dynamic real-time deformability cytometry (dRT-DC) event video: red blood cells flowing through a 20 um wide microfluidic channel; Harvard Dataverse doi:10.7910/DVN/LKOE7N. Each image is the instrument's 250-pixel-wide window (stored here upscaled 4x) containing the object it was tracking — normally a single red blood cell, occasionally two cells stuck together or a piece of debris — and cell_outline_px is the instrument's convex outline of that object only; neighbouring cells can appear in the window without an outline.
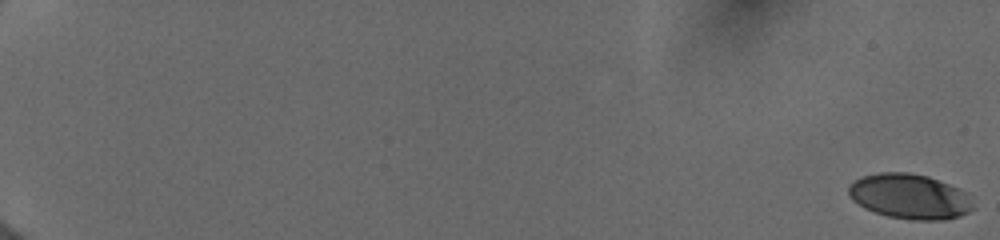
{"species": "human", "species_latin": "Homo sapiens", "temperature_condition": "cold", "stored_images_in_passage": 54, "camera_frame_rate_fps": 3000, "um_per_image_px": 0.085, "donor": {"sex": "female"}, "frame": {"image": 1, "passage_image": 1, "time_ms": 0.0, "image_size_px": [1000, 240], "cell_outline_px": [[976, 208], [960, 216], [944, 220], [912, 220], [888, 216], [864, 208], [852, 200], [848, 196], [848, 184], [852, 180], [864, 176], [880, 172], [908, 172], [928, 176], [960, 188], [964, 192]], "centroid_in_image_um": [77.3, 16.69], "position_along_channel_um": 7.7, "area_um2": 32.89}}
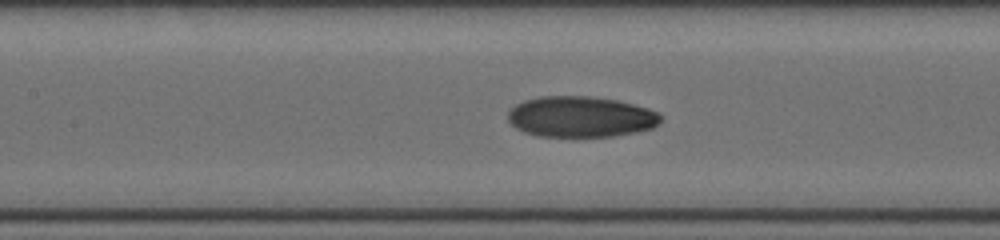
{"frame": {"image": 2, "passage_image": 30, "time_ms": 9.667, "image_size_px": [1000, 240], "cell_outline_px": [[660, 120], [652, 128], [636, 132], [612, 136], [536, 136], [524, 132], [516, 128], [508, 120], [508, 112], [516, 104], [524, 100], [540, 96], [588, 96], [616, 100], [648, 108], [660, 112]], "centroid_in_image_um": [49.34, 9.92], "position_along_channel_um": 158.1, "area_um2": 36.24}}
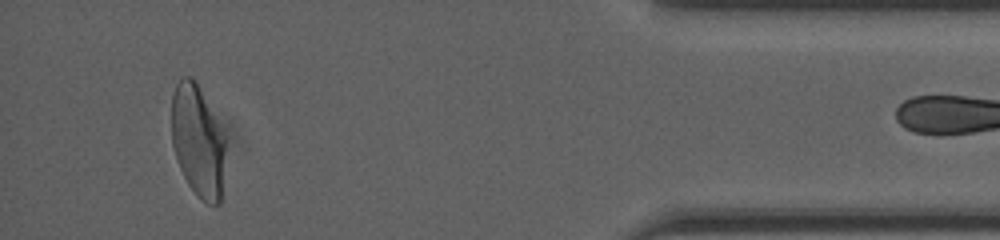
{"frame": {"image": 3, "passage_image": 53, "time_ms": 17.333, "image_size_px": [1000, 240], "cell_outline_px": [[224, 152], [220, 204], [208, 204], [200, 200], [196, 196], [188, 184], [176, 160], [172, 144], [172, 92], [180, 76], [192, 76], [196, 80], [224, 136]], "centroid_in_image_um": [16.77, 11.97], "position_along_channel_um": 418.4, "area_um2": 34.97}}